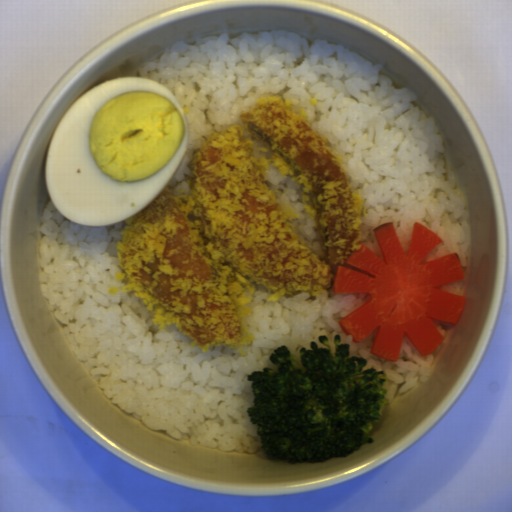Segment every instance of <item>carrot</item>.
Segmentation results:
<instances>
[{
    "label": "carrot",
    "instance_id": "carrot-1",
    "mask_svg": "<svg viewBox=\"0 0 512 512\" xmlns=\"http://www.w3.org/2000/svg\"><path fill=\"white\" fill-rule=\"evenodd\" d=\"M373 236L382 257L359 242L361 249L351 251L345 262L364 272L343 264L335 271L333 293L368 294L363 304L339 320V328L353 342L363 341L378 328L370 352L390 361H398L404 335L420 356L436 352L445 336L435 323L457 325L467 303V296L439 290L464 280L459 254L424 262L444 241L416 220L408 251L394 222L379 224Z\"/></svg>",
    "mask_w": 512,
    "mask_h": 512
}]
</instances>
